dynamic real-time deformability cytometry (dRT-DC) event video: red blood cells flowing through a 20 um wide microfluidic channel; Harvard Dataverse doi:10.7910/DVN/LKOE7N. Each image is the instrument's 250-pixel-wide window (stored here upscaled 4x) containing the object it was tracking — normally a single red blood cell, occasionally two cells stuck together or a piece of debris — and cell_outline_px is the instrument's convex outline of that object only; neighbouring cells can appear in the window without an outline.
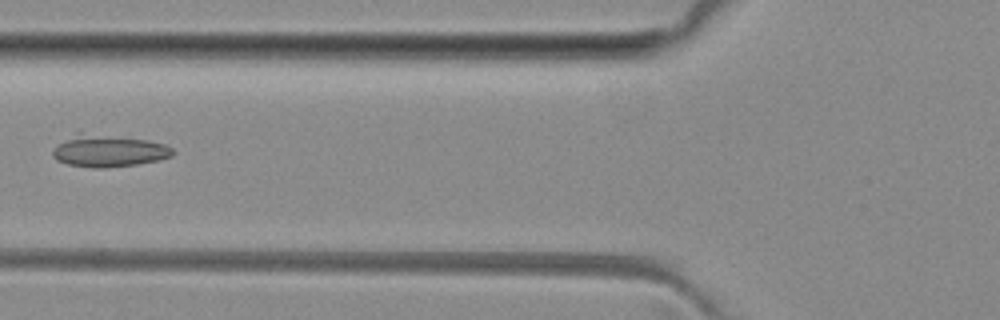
{"species": "common noctule bat (a hibernating species)", "species_latin": "Nyctalus noctula", "temperature_condition": "room temperature", "stored_images_in_passage": 3, "camera_frame_rate_fps": 3000, "um_per_image_px": 0.085, "animal": {"sex": "female", "body_mass_g": 29.2, "forearm_length_mm": 56.3}, "frame": {"image": 1, "passage_image": 3, "time_ms": 3.0, "image_size_px": [1000, 320], "cell_outline_px": [[176, 152], [172, 156], [160, 160], [136, 164], [104, 168], [92, 168], [68, 164], [56, 160], [52, 156], [52, 152], [60, 144], [68, 140], [148, 140], [164, 144], [172, 148]], "centroid_in_image_um": [9.4, 12.98], "position_along_channel_um": 116.4, "area_um2": 19.71}}